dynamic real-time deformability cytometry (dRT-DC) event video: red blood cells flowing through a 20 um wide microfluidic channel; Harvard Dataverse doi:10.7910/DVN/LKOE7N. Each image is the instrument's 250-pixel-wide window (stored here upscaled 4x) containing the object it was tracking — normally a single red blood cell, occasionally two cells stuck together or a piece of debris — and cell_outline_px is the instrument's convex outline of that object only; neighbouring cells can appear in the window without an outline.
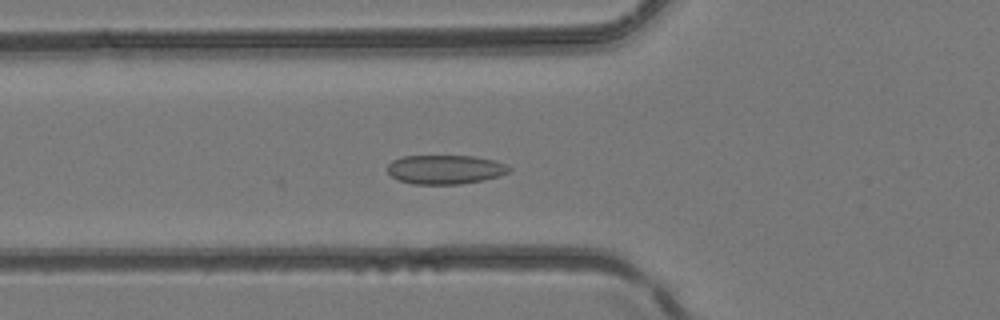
{"species": "common noctule bat (a hibernating species)", "species_latin": "Nyctalus noctula", "temperature_condition": "room temperature", "stored_images_in_passage": 41, "camera_frame_rate_fps": 3000, "um_per_image_px": 0.085, "animal": {"sex": "female", "body_mass_g": 24.6, "forearm_length_mm": 56.2}, "frame": {"image": 1, "passage_image": 14, "time_ms": 4.333, "image_size_px": [1000, 320], "cell_outline_px": [[512, 168], [508, 172], [484, 180], [460, 184], [412, 184], [400, 180], [392, 176], [388, 172], [388, 164], [392, 160], [404, 156], [476, 156], [508, 164]], "centroid_in_image_um": [37.85, 14.4], "position_along_channel_um": 88.0, "area_um2": 20.58}}
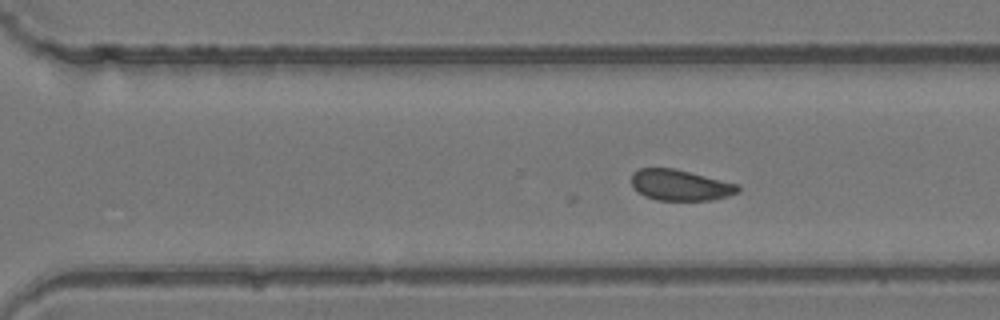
{"frame": {"image": 2, "passage_image": 28, "time_ms": 9.0, "image_size_px": [1000, 320], "cell_outline_px": [[740, 192], [728, 196], [712, 200], [656, 200], [644, 196], [636, 192], [632, 188], [632, 172], [640, 168], [676, 168], [740, 184]], "centroid_in_image_um": [57.83, 15.73], "position_along_channel_um": 312.8, "area_um2": 19.59}}
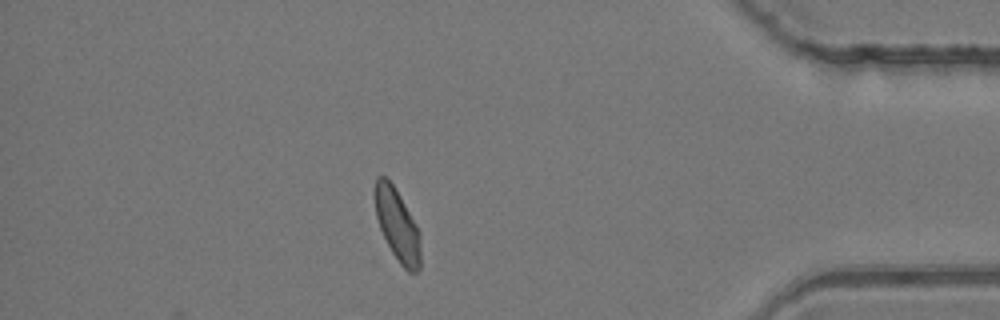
{"frame": {"image": 3, "passage_image": 36, "time_ms": 11.667, "image_size_px": [1000, 320], "cell_outline_px": [[420, 268], [416, 272], [408, 272], [400, 264], [392, 252], [380, 228], [376, 216], [376, 176], [384, 176], [392, 184], [416, 224], [420, 232]], "centroid_in_image_um": [33.8, 19.18], "position_along_channel_um": 401.4, "area_um2": 18.61}}